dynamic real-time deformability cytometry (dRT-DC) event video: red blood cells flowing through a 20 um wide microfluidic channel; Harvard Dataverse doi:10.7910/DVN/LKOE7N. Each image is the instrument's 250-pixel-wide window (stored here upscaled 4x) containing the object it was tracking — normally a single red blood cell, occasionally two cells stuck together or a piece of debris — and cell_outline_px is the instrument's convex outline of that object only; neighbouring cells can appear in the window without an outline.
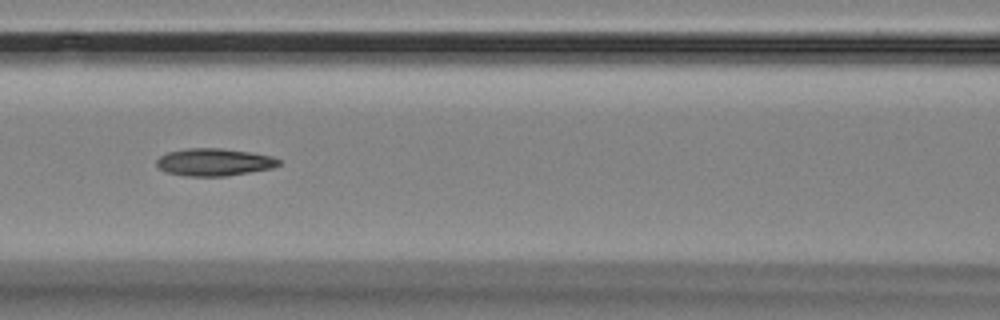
{"species": "Egyptian fruit bat (a non-hibernating species)", "species_latin": "Rousettus aegyptiacus", "temperature_condition": "room temperature", "stored_images_in_passage": 14, "segment_of_instrument_passage": [1, 2], "camera_frame_rate_fps": 3000, "um_per_image_px": 0.085, "animal": {"sex": "female"}, "frame": {"image": 1, "passage_image": 4, "time_ms": 3.333, "image_size_px": [1000, 320], "cell_outline_px": [[280, 164], [272, 168], [224, 176], [184, 176], [164, 172], [156, 164], [156, 160], [160, 156], [168, 152], [188, 148], [224, 148], [252, 152], [272, 156], [280, 160]], "centroid_in_image_um": [18.18, 13.77], "position_along_channel_um": 148.4, "area_um2": 19.59}}
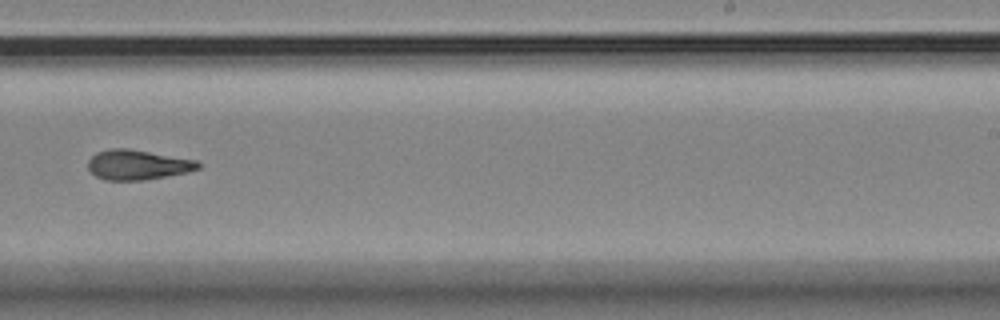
{"frame": {"image": 2, "passage_image": 7, "time_ms": 7.0, "image_size_px": [1000, 320], "cell_outline_px": [[200, 168], [188, 172], [144, 180], [104, 180], [96, 176], [88, 168], [88, 160], [96, 152], [112, 148], [128, 148], [200, 160]], "centroid_in_image_um": [11.73, 14.0], "position_along_channel_um": 277.3, "area_um2": 19.36}}
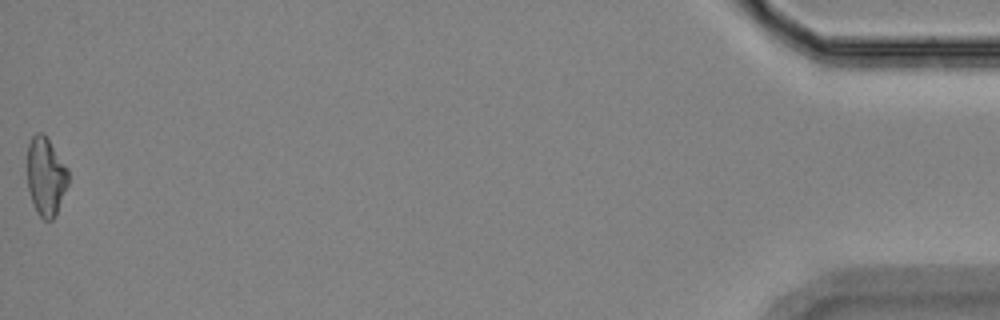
{"frame": {"image": 3, "passage_image": 13, "time_ms": 14.0, "image_size_px": [1000, 320], "cell_outline_px": [[68, 184], [56, 212], [52, 220], [44, 220], [36, 212], [28, 188], [28, 144], [32, 136], [36, 132], [44, 132], [68, 168]], "centroid_in_image_um": [3.89, 14.96], "position_along_channel_um": 431.3, "area_um2": 18.61}}